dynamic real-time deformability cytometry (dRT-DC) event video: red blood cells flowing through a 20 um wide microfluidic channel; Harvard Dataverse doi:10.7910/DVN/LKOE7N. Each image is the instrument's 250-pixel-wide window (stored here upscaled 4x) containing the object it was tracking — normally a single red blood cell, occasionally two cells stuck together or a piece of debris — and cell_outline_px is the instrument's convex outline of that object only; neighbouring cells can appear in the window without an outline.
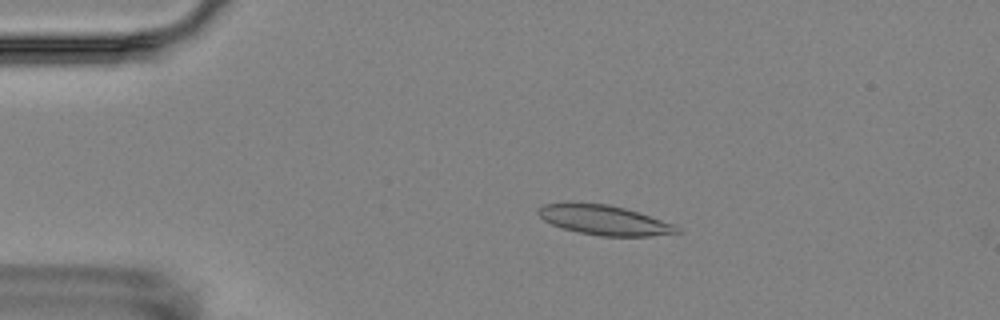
{"species": "Egyptian fruit bat (a non-hibernating species)", "species_latin": "Rousettus aegyptiacus", "temperature_condition": "room temperature", "stored_images_in_passage": 4, "camera_frame_rate_fps": 3000, "um_per_image_px": 0.085, "animal": {"sex": "female"}, "frame": {"image": 1, "passage_image": 2, "time_ms": 1.333, "image_size_px": [1000, 320], "cell_outline_px": [[680, 232], [648, 236], [600, 236], [560, 228], [544, 220], [536, 212], [536, 208], [544, 204], [568, 200], [608, 204], [624, 208], [676, 224], [680, 228]], "centroid_in_image_um": [51.28, 18.67], "position_along_channel_um": 33.7, "area_um2": 24.57}}